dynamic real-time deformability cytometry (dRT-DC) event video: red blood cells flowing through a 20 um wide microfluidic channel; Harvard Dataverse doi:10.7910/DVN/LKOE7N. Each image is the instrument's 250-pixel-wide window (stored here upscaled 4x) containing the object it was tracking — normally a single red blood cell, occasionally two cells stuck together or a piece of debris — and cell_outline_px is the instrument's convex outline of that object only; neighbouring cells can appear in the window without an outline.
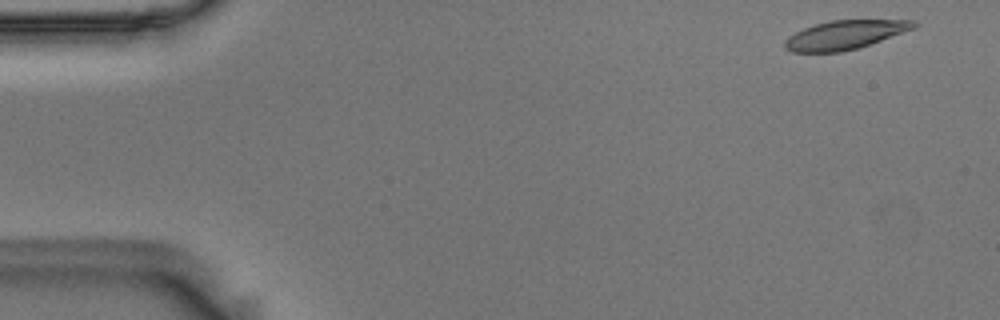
{"species": "Egyptian fruit bat (a non-hibernating species)", "species_latin": "Rousettus aegyptiacus", "temperature_condition": "room temperature", "stored_images_in_passage": 54, "camera_frame_rate_fps": 3000, "um_per_image_px": 0.085, "animal": {"sex": "male"}, "frame": {"image": 1, "passage_image": 2, "time_ms": 0.333, "image_size_px": [1000, 320], "cell_outline_px": [[920, 24], [916, 28], [856, 48], [840, 52], [792, 52], [784, 48], [784, 44], [788, 36], [804, 28], [816, 24], [832, 20], [916, 20]], "centroid_in_image_um": [71.83, 2.95], "position_along_channel_um": 13.2, "area_um2": 21.5}}
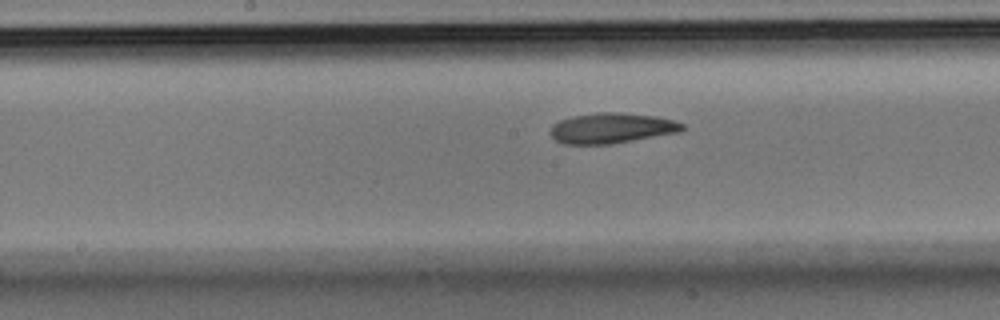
{"frame": {"image": 2, "passage_image": 27, "time_ms": 8.667, "image_size_px": [1000, 320], "cell_outline_px": [[684, 128], [680, 132], [612, 144], [564, 144], [556, 140], [548, 132], [552, 124], [560, 120], [576, 116], [600, 112], [616, 112], [656, 116], [672, 120], [684, 124]], "centroid_in_image_um": [51.98, 10.9], "position_along_channel_um": 196.2, "area_um2": 23.29}}
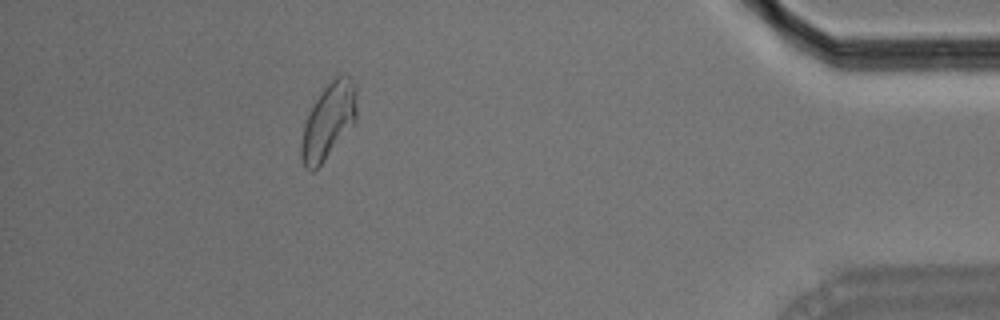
{"frame": {"image": 3, "passage_image": 49, "time_ms": 16.0, "image_size_px": [1000, 320], "cell_outline_px": [[356, 120], [320, 164], [312, 172], [304, 168], [300, 156], [300, 144], [304, 124], [320, 92], [340, 72], [344, 72], [356, 84]], "centroid_in_image_um": [27.91, 10.25], "position_along_channel_um": 407.3, "area_um2": 24.1}, "authors_computed_cell_mechanics": {"area_um2": 23.1778, "velocity_mm_per_s": 3.5806, "shape_relaxation_time_tau1_ms": 9.4692, "shape_relaxation_time_tau2_ms": 5.7674, "deformation_change_tau1": 0.2283, "deformation_change_tau2": 0.1369}}